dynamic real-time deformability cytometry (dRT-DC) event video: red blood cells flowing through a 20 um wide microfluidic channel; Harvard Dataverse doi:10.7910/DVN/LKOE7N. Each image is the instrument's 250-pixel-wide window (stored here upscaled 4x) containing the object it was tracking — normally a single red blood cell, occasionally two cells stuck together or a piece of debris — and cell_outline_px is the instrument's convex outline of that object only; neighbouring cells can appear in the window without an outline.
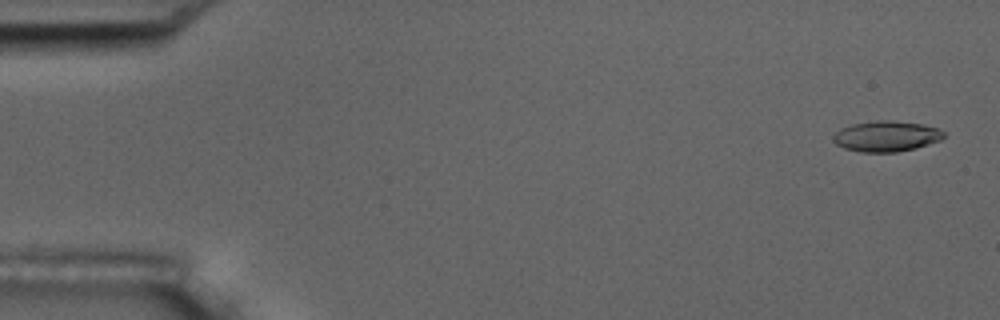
{"species": "common noctule bat (a hibernating species)", "species_latin": "Nyctalus noctula", "temperature_condition": "room temperature", "stored_images_in_passage": 5, "camera_frame_rate_fps": 3000, "um_per_image_px": 0.085, "animal": {"sex": "male", "body_mass_g": 17.5, "forearm_length_mm": 52.3}, "frame": {"image": 1, "passage_image": 1, "time_ms": 0.0, "image_size_px": [1000, 320], "cell_outline_px": [[944, 136], [940, 140], [916, 148], [896, 152], [860, 152], [844, 148], [836, 144], [832, 140], [832, 136], [840, 128], [852, 124], [876, 120], [892, 120], [924, 124], [940, 128], [944, 132]], "centroid_in_image_um": [75.33, 11.57], "position_along_channel_um": 9.7, "area_um2": 19.94}}
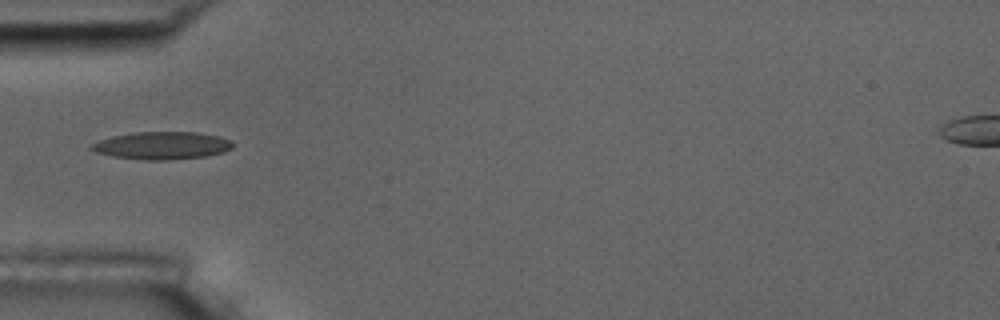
{"frame": {"image": 2, "passage_image": 5, "time_ms": 5.333, "image_size_px": [1000, 320], "cell_outline_px": [[232, 148], [224, 152], [204, 156], [168, 160], [144, 160], [112, 156], [96, 152], [88, 148], [88, 144], [112, 136], [136, 132], [196, 132], [220, 136], [232, 140]], "centroid_in_image_um": [13.75, 12.37], "position_along_channel_um": 71.3, "area_um2": 22.83}}